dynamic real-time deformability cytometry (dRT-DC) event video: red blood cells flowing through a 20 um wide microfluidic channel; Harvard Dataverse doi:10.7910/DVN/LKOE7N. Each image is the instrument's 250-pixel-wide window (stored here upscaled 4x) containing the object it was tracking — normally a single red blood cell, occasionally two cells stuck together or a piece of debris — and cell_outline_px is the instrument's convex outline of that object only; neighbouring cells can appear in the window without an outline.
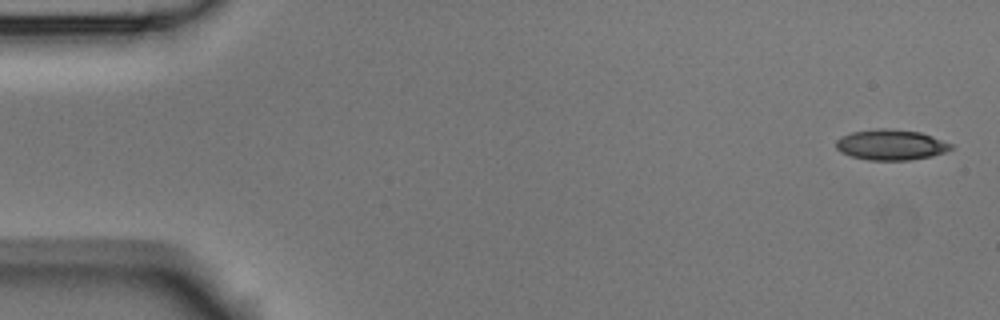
{"species": "Egyptian fruit bat (a non-hibernating species)", "species_latin": "Rousettus aegyptiacus", "temperature_condition": "room temperature", "stored_images_in_passage": 4, "camera_frame_rate_fps": 3000, "um_per_image_px": 0.085, "animal": {"sex": "male"}, "frame": {"image": 1, "passage_image": 1, "time_ms": 0.0, "image_size_px": [1000, 320], "cell_outline_px": [[956, 148], [932, 156], [908, 160], [868, 160], [852, 156], [840, 152], [836, 148], [836, 140], [840, 136], [852, 132], [880, 128], [892, 128], [920, 132], [932, 136], [952, 144]], "centroid_in_image_um": [75.73, 12.3], "position_along_channel_um": 9.3, "area_um2": 20.58}}
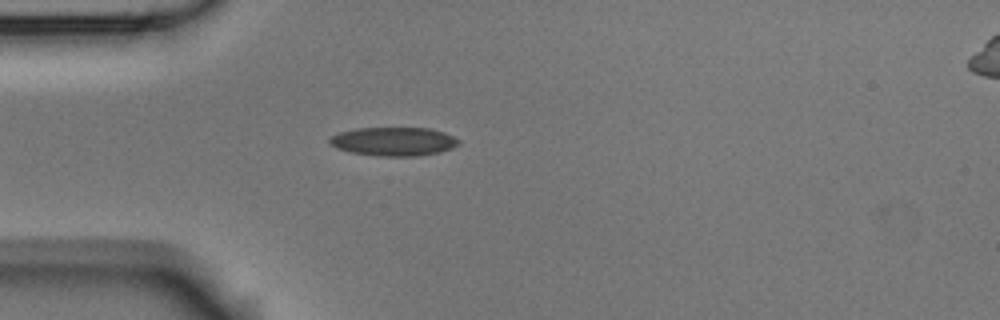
{"frame": {"image": 2, "passage_image": 4, "time_ms": 1.0, "image_size_px": [1000, 320], "cell_outline_px": [[460, 144], [452, 148], [440, 152], [416, 156], [376, 156], [352, 152], [336, 148], [328, 140], [332, 136], [340, 132], [356, 128], [428, 128], [444, 132], [460, 140]], "centroid_in_image_um": [33.48, 12.02], "position_along_channel_um": 51.5, "area_um2": 21.5}}